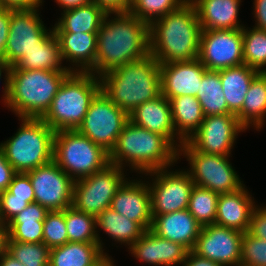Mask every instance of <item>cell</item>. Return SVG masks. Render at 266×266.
<instances>
[{"mask_svg":"<svg viewBox=\"0 0 266 266\" xmlns=\"http://www.w3.org/2000/svg\"><path fill=\"white\" fill-rule=\"evenodd\" d=\"M201 24L188 0L149 25L150 54L159 64L198 59Z\"/></svg>","mask_w":266,"mask_h":266,"instance_id":"cell-2","label":"cell"},{"mask_svg":"<svg viewBox=\"0 0 266 266\" xmlns=\"http://www.w3.org/2000/svg\"><path fill=\"white\" fill-rule=\"evenodd\" d=\"M101 91L99 76L71 71L62 81L50 108L41 118L52 130H77L95 96Z\"/></svg>","mask_w":266,"mask_h":266,"instance_id":"cell-6","label":"cell"},{"mask_svg":"<svg viewBox=\"0 0 266 266\" xmlns=\"http://www.w3.org/2000/svg\"><path fill=\"white\" fill-rule=\"evenodd\" d=\"M244 64L259 73L266 72V30L243 27Z\"/></svg>","mask_w":266,"mask_h":266,"instance_id":"cell-36","label":"cell"},{"mask_svg":"<svg viewBox=\"0 0 266 266\" xmlns=\"http://www.w3.org/2000/svg\"><path fill=\"white\" fill-rule=\"evenodd\" d=\"M50 249L69 242L66 232L65 209L49 211L43 221V240Z\"/></svg>","mask_w":266,"mask_h":266,"instance_id":"cell-40","label":"cell"},{"mask_svg":"<svg viewBox=\"0 0 266 266\" xmlns=\"http://www.w3.org/2000/svg\"><path fill=\"white\" fill-rule=\"evenodd\" d=\"M167 169L145 173L146 176L153 177L152 183L147 181L153 218L187 209L191 190L195 185L187 171H168Z\"/></svg>","mask_w":266,"mask_h":266,"instance_id":"cell-12","label":"cell"},{"mask_svg":"<svg viewBox=\"0 0 266 266\" xmlns=\"http://www.w3.org/2000/svg\"><path fill=\"white\" fill-rule=\"evenodd\" d=\"M49 211L38 203L29 204L8 225V241L40 243L43 240V221Z\"/></svg>","mask_w":266,"mask_h":266,"instance_id":"cell-28","label":"cell"},{"mask_svg":"<svg viewBox=\"0 0 266 266\" xmlns=\"http://www.w3.org/2000/svg\"><path fill=\"white\" fill-rule=\"evenodd\" d=\"M157 236L193 250L202 226L187 210L155 216L151 229Z\"/></svg>","mask_w":266,"mask_h":266,"instance_id":"cell-22","label":"cell"},{"mask_svg":"<svg viewBox=\"0 0 266 266\" xmlns=\"http://www.w3.org/2000/svg\"><path fill=\"white\" fill-rule=\"evenodd\" d=\"M106 14L103 7L91 2L63 10L52 29L54 33H97Z\"/></svg>","mask_w":266,"mask_h":266,"instance_id":"cell-27","label":"cell"},{"mask_svg":"<svg viewBox=\"0 0 266 266\" xmlns=\"http://www.w3.org/2000/svg\"><path fill=\"white\" fill-rule=\"evenodd\" d=\"M62 60H69L75 72H89L95 65L97 33H54Z\"/></svg>","mask_w":266,"mask_h":266,"instance_id":"cell-25","label":"cell"},{"mask_svg":"<svg viewBox=\"0 0 266 266\" xmlns=\"http://www.w3.org/2000/svg\"><path fill=\"white\" fill-rule=\"evenodd\" d=\"M62 10L78 7L93 2V0H55Z\"/></svg>","mask_w":266,"mask_h":266,"instance_id":"cell-53","label":"cell"},{"mask_svg":"<svg viewBox=\"0 0 266 266\" xmlns=\"http://www.w3.org/2000/svg\"><path fill=\"white\" fill-rule=\"evenodd\" d=\"M128 116L131 123L164 136L177 150L184 143L175 132L170 102L162 94L137 106Z\"/></svg>","mask_w":266,"mask_h":266,"instance_id":"cell-21","label":"cell"},{"mask_svg":"<svg viewBox=\"0 0 266 266\" xmlns=\"http://www.w3.org/2000/svg\"><path fill=\"white\" fill-rule=\"evenodd\" d=\"M169 102L175 132L185 142L199 129L205 118L201 104L191 95L174 97Z\"/></svg>","mask_w":266,"mask_h":266,"instance_id":"cell-30","label":"cell"},{"mask_svg":"<svg viewBox=\"0 0 266 266\" xmlns=\"http://www.w3.org/2000/svg\"><path fill=\"white\" fill-rule=\"evenodd\" d=\"M101 91L127 114L161 95L160 64L151 55L99 76Z\"/></svg>","mask_w":266,"mask_h":266,"instance_id":"cell-3","label":"cell"},{"mask_svg":"<svg viewBox=\"0 0 266 266\" xmlns=\"http://www.w3.org/2000/svg\"><path fill=\"white\" fill-rule=\"evenodd\" d=\"M96 225L109 235L114 242L131 246L144 233V229L135 221L122 216L111 208L105 209L96 217Z\"/></svg>","mask_w":266,"mask_h":266,"instance_id":"cell-33","label":"cell"},{"mask_svg":"<svg viewBox=\"0 0 266 266\" xmlns=\"http://www.w3.org/2000/svg\"><path fill=\"white\" fill-rule=\"evenodd\" d=\"M10 31V9L0 8V59L5 61V49Z\"/></svg>","mask_w":266,"mask_h":266,"instance_id":"cell-45","label":"cell"},{"mask_svg":"<svg viewBox=\"0 0 266 266\" xmlns=\"http://www.w3.org/2000/svg\"><path fill=\"white\" fill-rule=\"evenodd\" d=\"M70 72L23 70L11 66L7 106L19 118L41 119Z\"/></svg>","mask_w":266,"mask_h":266,"instance_id":"cell-5","label":"cell"},{"mask_svg":"<svg viewBox=\"0 0 266 266\" xmlns=\"http://www.w3.org/2000/svg\"><path fill=\"white\" fill-rule=\"evenodd\" d=\"M255 206L254 198L245 185L235 192L219 194L215 224L245 233Z\"/></svg>","mask_w":266,"mask_h":266,"instance_id":"cell-23","label":"cell"},{"mask_svg":"<svg viewBox=\"0 0 266 266\" xmlns=\"http://www.w3.org/2000/svg\"><path fill=\"white\" fill-rule=\"evenodd\" d=\"M127 178L114 195L110 208L137 222L144 230L151 229V198L146 181Z\"/></svg>","mask_w":266,"mask_h":266,"instance_id":"cell-18","label":"cell"},{"mask_svg":"<svg viewBox=\"0 0 266 266\" xmlns=\"http://www.w3.org/2000/svg\"><path fill=\"white\" fill-rule=\"evenodd\" d=\"M258 73L246 64L219 71L228 110L232 114L236 115L242 109L248 88Z\"/></svg>","mask_w":266,"mask_h":266,"instance_id":"cell-29","label":"cell"},{"mask_svg":"<svg viewBox=\"0 0 266 266\" xmlns=\"http://www.w3.org/2000/svg\"><path fill=\"white\" fill-rule=\"evenodd\" d=\"M62 61L58 38L52 29L38 42V46L28 51L13 67L23 70L73 71L71 66L63 67Z\"/></svg>","mask_w":266,"mask_h":266,"instance_id":"cell-26","label":"cell"},{"mask_svg":"<svg viewBox=\"0 0 266 266\" xmlns=\"http://www.w3.org/2000/svg\"><path fill=\"white\" fill-rule=\"evenodd\" d=\"M182 154L190 165L187 172L197 186L225 194L235 192L245 185L229 162L230 156L198 152L186 141L178 149V159Z\"/></svg>","mask_w":266,"mask_h":266,"instance_id":"cell-9","label":"cell"},{"mask_svg":"<svg viewBox=\"0 0 266 266\" xmlns=\"http://www.w3.org/2000/svg\"><path fill=\"white\" fill-rule=\"evenodd\" d=\"M109 160L124 170L128 165L132 171L145 174L170 168L178 160V150L161 134L128 121L109 153Z\"/></svg>","mask_w":266,"mask_h":266,"instance_id":"cell-4","label":"cell"},{"mask_svg":"<svg viewBox=\"0 0 266 266\" xmlns=\"http://www.w3.org/2000/svg\"><path fill=\"white\" fill-rule=\"evenodd\" d=\"M240 266H266V240L245 232L242 236Z\"/></svg>","mask_w":266,"mask_h":266,"instance_id":"cell-41","label":"cell"},{"mask_svg":"<svg viewBox=\"0 0 266 266\" xmlns=\"http://www.w3.org/2000/svg\"><path fill=\"white\" fill-rule=\"evenodd\" d=\"M7 252L24 266H49L50 248L43 242L8 241Z\"/></svg>","mask_w":266,"mask_h":266,"instance_id":"cell-38","label":"cell"},{"mask_svg":"<svg viewBox=\"0 0 266 266\" xmlns=\"http://www.w3.org/2000/svg\"><path fill=\"white\" fill-rule=\"evenodd\" d=\"M183 266H223L215 261L199 256L193 250H190L186 256Z\"/></svg>","mask_w":266,"mask_h":266,"instance_id":"cell-50","label":"cell"},{"mask_svg":"<svg viewBox=\"0 0 266 266\" xmlns=\"http://www.w3.org/2000/svg\"><path fill=\"white\" fill-rule=\"evenodd\" d=\"M245 130L235 114L206 116L186 142L198 152L230 156L238 134Z\"/></svg>","mask_w":266,"mask_h":266,"instance_id":"cell-14","label":"cell"},{"mask_svg":"<svg viewBox=\"0 0 266 266\" xmlns=\"http://www.w3.org/2000/svg\"><path fill=\"white\" fill-rule=\"evenodd\" d=\"M0 198L25 199L29 204L35 202V194L29 176L26 173H16L9 187L0 193Z\"/></svg>","mask_w":266,"mask_h":266,"instance_id":"cell-42","label":"cell"},{"mask_svg":"<svg viewBox=\"0 0 266 266\" xmlns=\"http://www.w3.org/2000/svg\"><path fill=\"white\" fill-rule=\"evenodd\" d=\"M243 234L216 224L203 226L193 251L223 266H240Z\"/></svg>","mask_w":266,"mask_h":266,"instance_id":"cell-17","label":"cell"},{"mask_svg":"<svg viewBox=\"0 0 266 266\" xmlns=\"http://www.w3.org/2000/svg\"><path fill=\"white\" fill-rule=\"evenodd\" d=\"M188 0H132L129 11L150 25L166 14L180 8Z\"/></svg>","mask_w":266,"mask_h":266,"instance_id":"cell-39","label":"cell"},{"mask_svg":"<svg viewBox=\"0 0 266 266\" xmlns=\"http://www.w3.org/2000/svg\"><path fill=\"white\" fill-rule=\"evenodd\" d=\"M236 116L246 129L253 126L257 131L261 130L266 118V72L253 78L242 109Z\"/></svg>","mask_w":266,"mask_h":266,"instance_id":"cell-32","label":"cell"},{"mask_svg":"<svg viewBox=\"0 0 266 266\" xmlns=\"http://www.w3.org/2000/svg\"><path fill=\"white\" fill-rule=\"evenodd\" d=\"M66 232L69 242H98L104 252L103 242L97 231L96 217L77 210L74 206L65 209Z\"/></svg>","mask_w":266,"mask_h":266,"instance_id":"cell-35","label":"cell"},{"mask_svg":"<svg viewBox=\"0 0 266 266\" xmlns=\"http://www.w3.org/2000/svg\"><path fill=\"white\" fill-rule=\"evenodd\" d=\"M206 70L198 59L160 64L161 94L168 100L182 95L196 97Z\"/></svg>","mask_w":266,"mask_h":266,"instance_id":"cell-19","label":"cell"},{"mask_svg":"<svg viewBox=\"0 0 266 266\" xmlns=\"http://www.w3.org/2000/svg\"><path fill=\"white\" fill-rule=\"evenodd\" d=\"M0 266H24L7 251L0 257Z\"/></svg>","mask_w":266,"mask_h":266,"instance_id":"cell-54","label":"cell"},{"mask_svg":"<svg viewBox=\"0 0 266 266\" xmlns=\"http://www.w3.org/2000/svg\"><path fill=\"white\" fill-rule=\"evenodd\" d=\"M43 0H0L2 9H36L42 6Z\"/></svg>","mask_w":266,"mask_h":266,"instance_id":"cell-47","label":"cell"},{"mask_svg":"<svg viewBox=\"0 0 266 266\" xmlns=\"http://www.w3.org/2000/svg\"><path fill=\"white\" fill-rule=\"evenodd\" d=\"M197 11L202 30L243 29L238 20L241 0H189Z\"/></svg>","mask_w":266,"mask_h":266,"instance_id":"cell-24","label":"cell"},{"mask_svg":"<svg viewBox=\"0 0 266 266\" xmlns=\"http://www.w3.org/2000/svg\"><path fill=\"white\" fill-rule=\"evenodd\" d=\"M15 174L16 172L8 163L2 149L0 148V193L8 189Z\"/></svg>","mask_w":266,"mask_h":266,"instance_id":"cell-46","label":"cell"},{"mask_svg":"<svg viewBox=\"0 0 266 266\" xmlns=\"http://www.w3.org/2000/svg\"><path fill=\"white\" fill-rule=\"evenodd\" d=\"M111 14L114 18H109ZM149 54V25L130 11L107 12L97 32L95 65L89 72L101 76Z\"/></svg>","mask_w":266,"mask_h":266,"instance_id":"cell-1","label":"cell"},{"mask_svg":"<svg viewBox=\"0 0 266 266\" xmlns=\"http://www.w3.org/2000/svg\"><path fill=\"white\" fill-rule=\"evenodd\" d=\"M10 70H11V66L5 62L3 59H0V79L3 78L2 76H4V95L3 96V101L4 103L7 105V101H8V95H9V76H10ZM5 71V72H4ZM2 73H4V75H2Z\"/></svg>","mask_w":266,"mask_h":266,"instance_id":"cell-51","label":"cell"},{"mask_svg":"<svg viewBox=\"0 0 266 266\" xmlns=\"http://www.w3.org/2000/svg\"><path fill=\"white\" fill-rule=\"evenodd\" d=\"M109 254H106L96 265L94 266H116Z\"/></svg>","mask_w":266,"mask_h":266,"instance_id":"cell-55","label":"cell"},{"mask_svg":"<svg viewBox=\"0 0 266 266\" xmlns=\"http://www.w3.org/2000/svg\"><path fill=\"white\" fill-rule=\"evenodd\" d=\"M248 232L259 239L266 240V206H255L250 217Z\"/></svg>","mask_w":266,"mask_h":266,"instance_id":"cell-44","label":"cell"},{"mask_svg":"<svg viewBox=\"0 0 266 266\" xmlns=\"http://www.w3.org/2000/svg\"><path fill=\"white\" fill-rule=\"evenodd\" d=\"M39 9H10V31L5 49V62L10 66L38 46V42L52 30L44 26Z\"/></svg>","mask_w":266,"mask_h":266,"instance_id":"cell-16","label":"cell"},{"mask_svg":"<svg viewBox=\"0 0 266 266\" xmlns=\"http://www.w3.org/2000/svg\"><path fill=\"white\" fill-rule=\"evenodd\" d=\"M29 176L35 203L48 211H63L73 203L74 180L54 162L26 172Z\"/></svg>","mask_w":266,"mask_h":266,"instance_id":"cell-15","label":"cell"},{"mask_svg":"<svg viewBox=\"0 0 266 266\" xmlns=\"http://www.w3.org/2000/svg\"><path fill=\"white\" fill-rule=\"evenodd\" d=\"M29 205L25 199L0 198V221L8 224Z\"/></svg>","mask_w":266,"mask_h":266,"instance_id":"cell-43","label":"cell"},{"mask_svg":"<svg viewBox=\"0 0 266 266\" xmlns=\"http://www.w3.org/2000/svg\"><path fill=\"white\" fill-rule=\"evenodd\" d=\"M255 28L266 30V0H254Z\"/></svg>","mask_w":266,"mask_h":266,"instance_id":"cell-49","label":"cell"},{"mask_svg":"<svg viewBox=\"0 0 266 266\" xmlns=\"http://www.w3.org/2000/svg\"><path fill=\"white\" fill-rule=\"evenodd\" d=\"M137 260L152 266H175L184 264L189 250L179 243L163 239L150 229L128 247Z\"/></svg>","mask_w":266,"mask_h":266,"instance_id":"cell-20","label":"cell"},{"mask_svg":"<svg viewBox=\"0 0 266 266\" xmlns=\"http://www.w3.org/2000/svg\"><path fill=\"white\" fill-rule=\"evenodd\" d=\"M19 120L20 128L0 148L16 173H26L53 161L55 131L42 119Z\"/></svg>","mask_w":266,"mask_h":266,"instance_id":"cell-7","label":"cell"},{"mask_svg":"<svg viewBox=\"0 0 266 266\" xmlns=\"http://www.w3.org/2000/svg\"><path fill=\"white\" fill-rule=\"evenodd\" d=\"M196 98L201 104L205 117L232 114L228 110L219 71L204 72Z\"/></svg>","mask_w":266,"mask_h":266,"instance_id":"cell-34","label":"cell"},{"mask_svg":"<svg viewBox=\"0 0 266 266\" xmlns=\"http://www.w3.org/2000/svg\"><path fill=\"white\" fill-rule=\"evenodd\" d=\"M8 225L0 221V257L7 251Z\"/></svg>","mask_w":266,"mask_h":266,"instance_id":"cell-52","label":"cell"},{"mask_svg":"<svg viewBox=\"0 0 266 266\" xmlns=\"http://www.w3.org/2000/svg\"><path fill=\"white\" fill-rule=\"evenodd\" d=\"M132 0H93L107 12L129 11Z\"/></svg>","mask_w":266,"mask_h":266,"instance_id":"cell-48","label":"cell"},{"mask_svg":"<svg viewBox=\"0 0 266 266\" xmlns=\"http://www.w3.org/2000/svg\"><path fill=\"white\" fill-rule=\"evenodd\" d=\"M53 161L74 181L110 164L109 153L77 130L55 132Z\"/></svg>","mask_w":266,"mask_h":266,"instance_id":"cell-8","label":"cell"},{"mask_svg":"<svg viewBox=\"0 0 266 266\" xmlns=\"http://www.w3.org/2000/svg\"><path fill=\"white\" fill-rule=\"evenodd\" d=\"M219 194L207 188L194 185L187 210L203 227L215 224Z\"/></svg>","mask_w":266,"mask_h":266,"instance_id":"cell-37","label":"cell"},{"mask_svg":"<svg viewBox=\"0 0 266 266\" xmlns=\"http://www.w3.org/2000/svg\"><path fill=\"white\" fill-rule=\"evenodd\" d=\"M198 60L210 71L244 64L242 29L202 30Z\"/></svg>","mask_w":266,"mask_h":266,"instance_id":"cell-13","label":"cell"},{"mask_svg":"<svg viewBox=\"0 0 266 266\" xmlns=\"http://www.w3.org/2000/svg\"><path fill=\"white\" fill-rule=\"evenodd\" d=\"M125 176L123 168L110 163L92 175L75 180L72 206L97 217L110 208L114 195L127 179Z\"/></svg>","mask_w":266,"mask_h":266,"instance_id":"cell-10","label":"cell"},{"mask_svg":"<svg viewBox=\"0 0 266 266\" xmlns=\"http://www.w3.org/2000/svg\"><path fill=\"white\" fill-rule=\"evenodd\" d=\"M128 121V114L100 91L91 102L77 131L110 153Z\"/></svg>","mask_w":266,"mask_h":266,"instance_id":"cell-11","label":"cell"},{"mask_svg":"<svg viewBox=\"0 0 266 266\" xmlns=\"http://www.w3.org/2000/svg\"><path fill=\"white\" fill-rule=\"evenodd\" d=\"M104 256L98 242H67L50 249L49 266H94Z\"/></svg>","mask_w":266,"mask_h":266,"instance_id":"cell-31","label":"cell"}]
</instances>
